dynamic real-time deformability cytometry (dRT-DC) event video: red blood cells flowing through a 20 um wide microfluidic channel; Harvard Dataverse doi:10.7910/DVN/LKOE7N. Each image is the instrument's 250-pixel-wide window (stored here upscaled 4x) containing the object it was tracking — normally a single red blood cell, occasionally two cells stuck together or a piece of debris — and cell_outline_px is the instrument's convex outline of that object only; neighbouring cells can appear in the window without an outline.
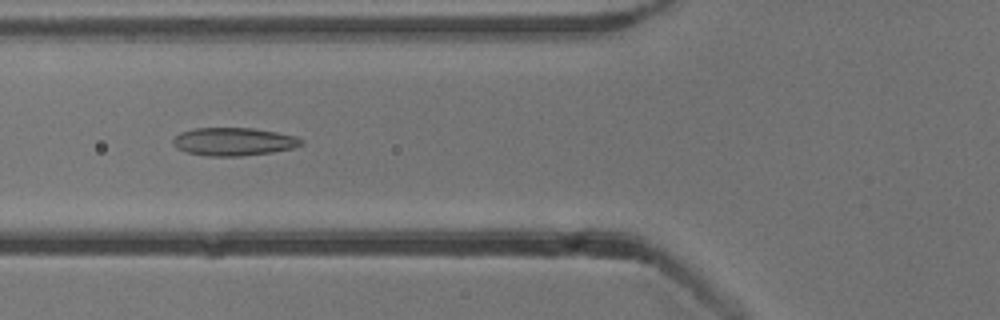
{"species": "common noctule bat (a hibernating species)", "species_latin": "Nyctalus noctula", "temperature_condition": "cold", "stored_images_in_passage": 38, "camera_frame_rate_fps": 3000, "um_per_image_px": 0.085, "animal": {"sex": "male", "body_mass_g": 13.3}, "frame": {"image": 1, "passage_image": 12, "time_ms": 3.667, "image_size_px": [1000, 320], "cell_outline_px": [[304, 144], [292, 148], [272, 152], [240, 156], [208, 156], [188, 152], [176, 148], [172, 144], [172, 140], [180, 132], [196, 128], [252, 128], [276, 132], [296, 136], [304, 140]], "centroid_in_image_um": [19.87, 12.04], "position_along_channel_um": 105.9, "area_um2": 20.92}}
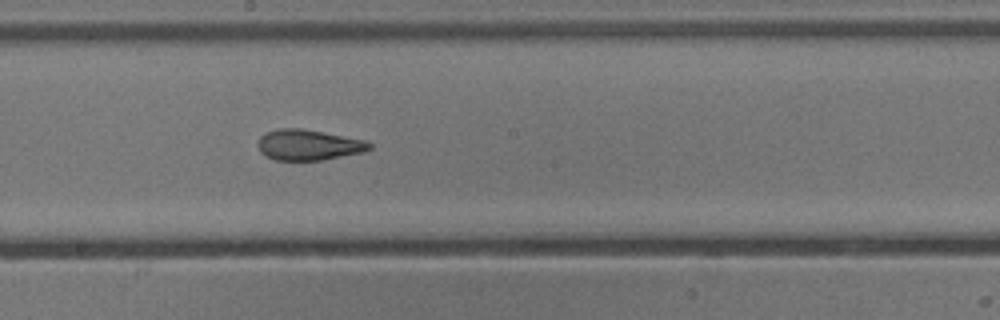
{"frame": {"image": 2, "passage_image": 21, "time_ms": 6.667, "image_size_px": [1000, 320], "cell_outline_px": [[372, 148], [364, 152], [320, 160], [276, 160], [264, 156], [260, 152], [260, 136], [268, 132], [280, 128], [300, 128], [364, 140], [372, 144]], "centroid_in_image_um": [26.23, 12.32], "position_along_channel_um": 222.0, "area_um2": 19.59}}
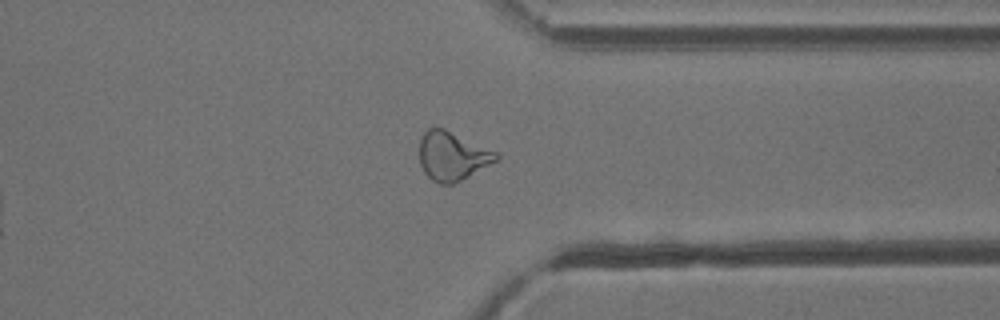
{"frame": {"image": 3, "passage_image": 33, "time_ms": 10.667, "image_size_px": [1000, 320], "cell_outline_px": [[500, 156], [496, 160], [460, 180], [452, 184], [440, 184], [432, 180], [424, 172], [420, 164], [420, 140], [424, 132], [428, 128], [444, 128], [496, 152]], "centroid_in_image_um": [38.4, 13.26], "position_along_channel_um": 373.0, "area_um2": 21.27}, "authors_computed_cell_mechanics": {"area_um2": 20.8369, "velocity_mm_per_s": 3.8536, "shape_relaxation_time_tau1_ms": null, "shape_relaxation_time_tau2_ms": 1.8277, "deformation_change_tau1": null, "deformation_change_tau2": 0.0838}}